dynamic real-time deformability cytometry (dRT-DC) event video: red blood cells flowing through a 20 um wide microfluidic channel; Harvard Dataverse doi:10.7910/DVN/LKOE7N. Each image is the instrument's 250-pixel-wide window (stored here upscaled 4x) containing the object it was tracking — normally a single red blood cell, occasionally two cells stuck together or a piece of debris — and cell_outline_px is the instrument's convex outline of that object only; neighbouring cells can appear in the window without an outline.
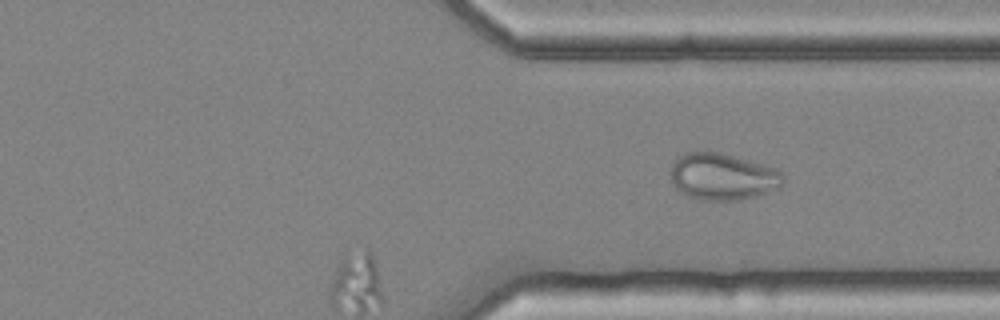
{"species": "common noctule bat (a hibernating species)", "species_latin": "Nyctalus noctula", "temperature_condition": "cold", "stored_images_in_passage": 31, "camera_frame_rate_fps": 3000, "um_per_image_px": 0.085, "animal": {"sex": "female", "body_mass_g": 25.1}, "frame": {"image": 1, "passage_image": 31, "time_ms": 10.0, "image_size_px": [1000, 320], "cell_outline_px": [[784, 184], [780, 188], [756, 196], [740, 200], [700, 200], [688, 196], [680, 192], [676, 188], [672, 180], [672, 164], [684, 152], [720, 152], [764, 164], [776, 168], [784, 176]], "centroid_in_image_um": [61.47, 15.02], "position_along_channel_um": 349.9, "area_um2": 30.75}}